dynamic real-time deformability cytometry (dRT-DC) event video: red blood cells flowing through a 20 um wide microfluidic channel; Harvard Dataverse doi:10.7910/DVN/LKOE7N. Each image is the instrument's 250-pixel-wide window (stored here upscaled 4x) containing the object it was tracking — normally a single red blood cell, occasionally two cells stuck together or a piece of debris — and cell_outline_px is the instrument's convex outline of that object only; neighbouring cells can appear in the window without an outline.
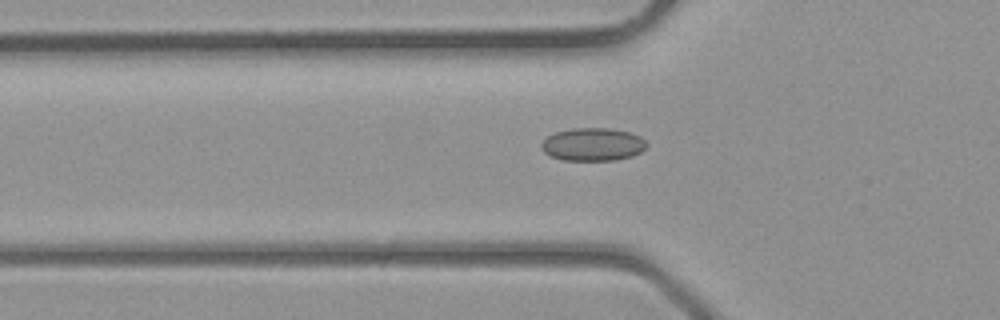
{"species": "common noctule bat (a hibernating species)", "species_latin": "Nyctalus noctula", "temperature_condition": "room temperature", "stored_images_in_passage": 36, "camera_frame_rate_fps": 3000, "um_per_image_px": 0.085, "animal": {"sex": "male", "body_mass_g": 23.1, "forearm_length_mm": 52.7}, "frame": {"image": 1, "passage_image": 14, "time_ms": 4.333, "image_size_px": [1000, 320], "cell_outline_px": [[648, 144], [640, 152], [632, 156], [616, 160], [564, 160], [552, 156], [544, 152], [540, 148], [540, 144], [548, 136], [556, 132], [572, 128], [608, 128], [628, 132], [640, 136]], "centroid_in_image_um": [50.38, 12.27], "position_along_channel_um": 75.4, "area_um2": 20.11}}
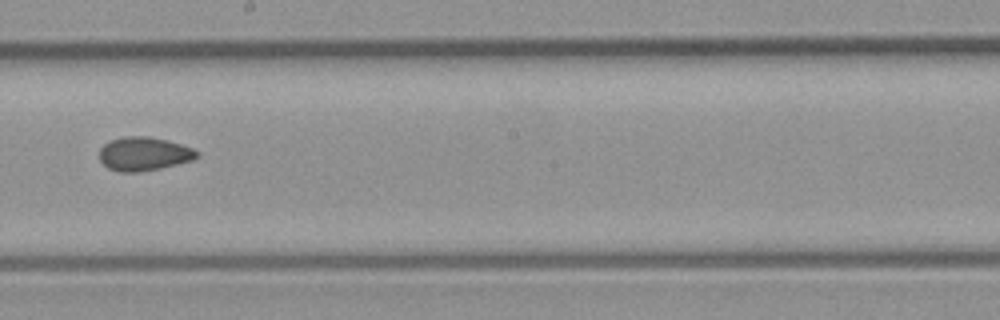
{"frame": {"image": 2, "passage_image": 23, "time_ms": 7.333, "image_size_px": [1000, 320], "cell_outline_px": [[200, 156], [192, 160], [160, 168], [136, 172], [120, 172], [108, 168], [100, 160], [100, 148], [104, 144], [112, 140], [124, 136], [148, 136], [168, 140], [192, 148], [200, 152]], "centroid_in_image_um": [12.24, 13.07], "position_along_channel_um": 236.0, "area_um2": 19.07}}
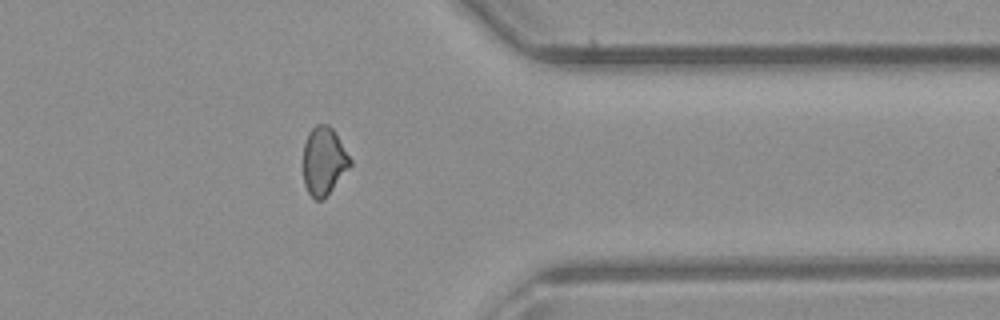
{"frame": {"image": 3, "passage_image": 32, "time_ms": 10.333, "image_size_px": [1000, 320], "cell_outline_px": [[352, 164], [332, 188], [320, 200], [316, 200], [308, 192], [304, 184], [304, 144], [308, 132], [316, 124], [328, 124], [336, 132], [352, 160]], "centroid_in_image_um": [27.53, 13.63], "position_along_channel_um": 383.9, "area_um2": 18.38}}